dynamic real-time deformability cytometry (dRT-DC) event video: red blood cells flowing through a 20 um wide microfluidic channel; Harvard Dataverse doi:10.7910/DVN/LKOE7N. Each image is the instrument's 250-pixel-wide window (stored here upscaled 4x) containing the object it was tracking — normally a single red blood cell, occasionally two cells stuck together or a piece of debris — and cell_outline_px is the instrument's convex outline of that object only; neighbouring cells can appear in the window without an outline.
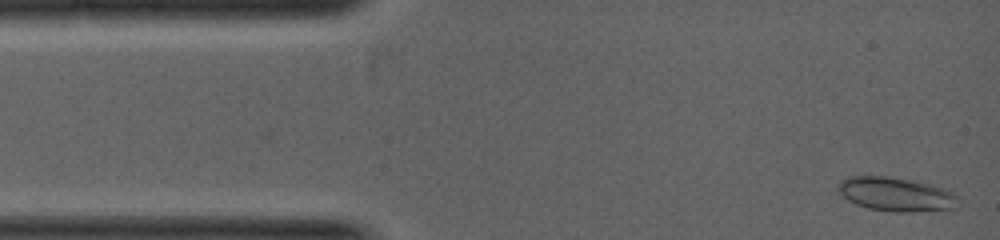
{"species": "common noctule bat (a hibernating species)", "species_latin": "Nyctalus noctula", "temperature_condition": "warm", "stored_images_in_passage": 5, "camera_frame_rate_fps": 5000, "um_per_image_px": 0.085, "animal": {"sex": "female", "body_mass_g": 19.0, "forearm_length_mm": 53.3}, "frame": {"image": 1, "passage_image": 1, "time_ms": 0.0, "image_size_px": [1000, 240], "cell_outline_px": [[952, 196], [948, 208], [912, 212], [896, 212], [868, 208], [856, 204], [848, 200], [840, 192], [840, 180], [848, 176], [888, 176], [916, 180], [932, 184], [952, 192]], "centroid_in_image_um": [76.02, 16.48], "position_along_channel_um": 9.0, "area_um2": 22.95}}